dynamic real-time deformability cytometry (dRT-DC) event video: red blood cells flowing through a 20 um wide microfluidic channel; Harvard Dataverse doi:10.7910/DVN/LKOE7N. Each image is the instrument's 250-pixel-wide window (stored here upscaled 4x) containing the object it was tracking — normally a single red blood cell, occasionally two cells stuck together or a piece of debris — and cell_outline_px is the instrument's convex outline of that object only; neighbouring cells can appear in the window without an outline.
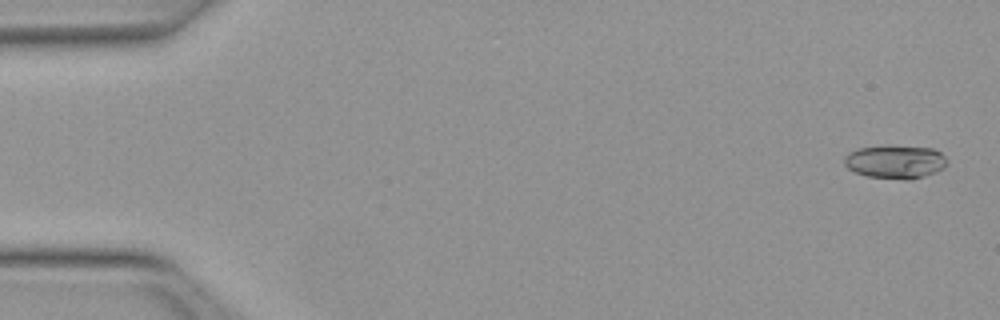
{"species": "Egyptian fruit bat (a non-hibernating species)", "species_latin": "Rousettus aegyptiacus", "temperature_condition": "warm", "stored_images_in_passage": 9, "camera_frame_rate_fps": 3000, "um_per_image_px": 0.085, "animal": {"sex": "female"}, "frame": {"image": 1, "passage_image": 2, "time_ms": 0.333, "image_size_px": [1000, 320], "cell_outline_px": [[948, 164], [944, 168], [936, 172], [912, 180], [908, 180], [868, 176], [856, 172], [848, 168], [844, 164], [844, 156], [848, 152], [856, 148], [884, 144], [892, 144], [932, 148], [940, 152], [948, 160]], "centroid_in_image_um": [76.1, 13.72], "position_along_channel_um": 8.9, "area_um2": 20.63}}